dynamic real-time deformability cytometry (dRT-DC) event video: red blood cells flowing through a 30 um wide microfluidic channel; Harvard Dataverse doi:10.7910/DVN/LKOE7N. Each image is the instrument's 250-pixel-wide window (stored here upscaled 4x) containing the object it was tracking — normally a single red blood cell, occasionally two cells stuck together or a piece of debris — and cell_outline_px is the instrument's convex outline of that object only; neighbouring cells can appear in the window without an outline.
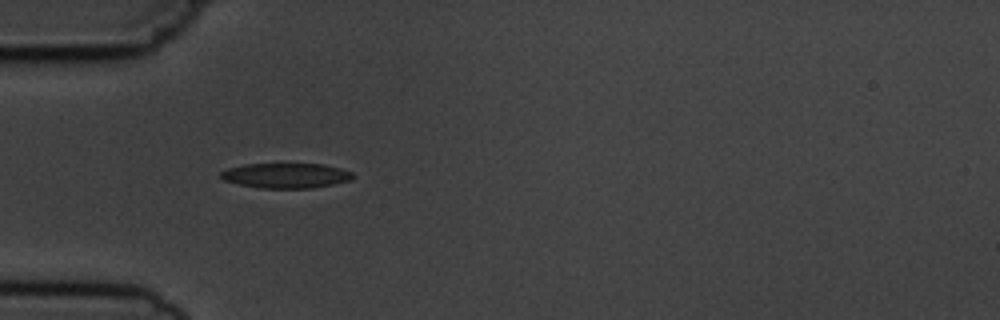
{"species": "common noctule bat (a hibernating species)", "species_latin": "Nyctalus noctula", "temperature_condition": "cold", "stored_images_in_passage": 8, "camera_frame_rate_fps": 3000, "um_per_image_px": 0.085, "animal": {"sex": "male", "body_mass_g": 19.5, "forearm_length_mm": 54.6}, "frame": {"image": 1, "passage_image": 5, "time_ms": 4.333, "image_size_px": [1000, 320], "cell_outline_px": [[352, 180], [312, 188], [260, 188], [240, 184], [224, 180], [220, 176], [220, 172], [228, 168], [244, 164], [324, 164], [340, 168], [352, 172]], "centroid_in_image_um": [24.3, 14.92], "position_along_channel_um": 60.7, "area_um2": 19.13}}
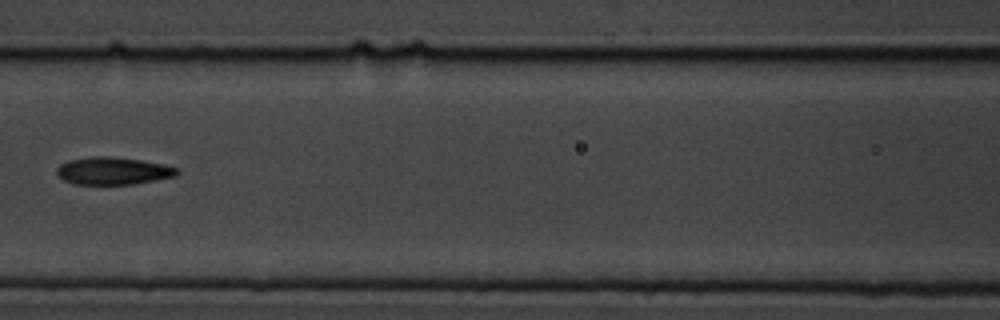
{"frame": {"image": 2, "passage_image": 7, "time_ms": 7.0, "image_size_px": [1000, 320], "cell_outline_px": [[180, 172], [176, 176], [156, 180], [132, 184], [72, 184], [56, 176], [56, 168], [60, 164], [68, 160], [92, 156], [112, 156], [140, 160], [164, 164], [176, 168]], "centroid_in_image_um": [9.57, 14.52], "position_along_channel_um": 157.0, "area_um2": 19.42}}
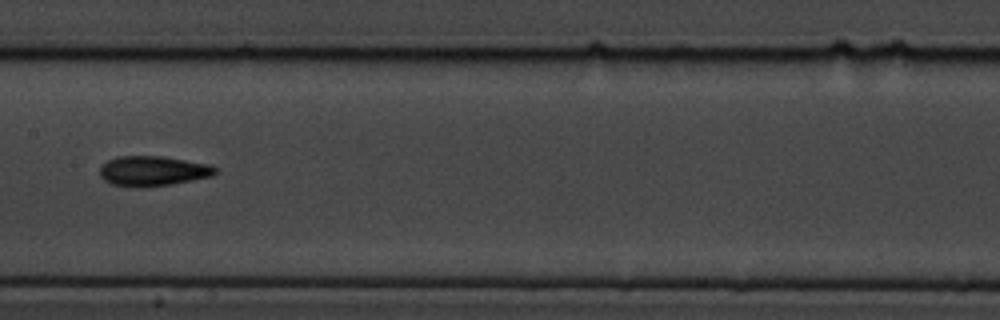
{"frame": {"image": 3, "passage_image": 8, "time_ms": 8.0, "image_size_px": [1000, 320], "cell_outline_px": [[216, 172], [212, 176], [172, 184], [136, 188], [108, 184], [100, 176], [100, 168], [108, 160], [116, 156], [164, 156], [212, 164], [216, 168]], "centroid_in_image_um": [12.99, 14.53], "position_along_channel_um": 194.4, "area_um2": 20.46}}